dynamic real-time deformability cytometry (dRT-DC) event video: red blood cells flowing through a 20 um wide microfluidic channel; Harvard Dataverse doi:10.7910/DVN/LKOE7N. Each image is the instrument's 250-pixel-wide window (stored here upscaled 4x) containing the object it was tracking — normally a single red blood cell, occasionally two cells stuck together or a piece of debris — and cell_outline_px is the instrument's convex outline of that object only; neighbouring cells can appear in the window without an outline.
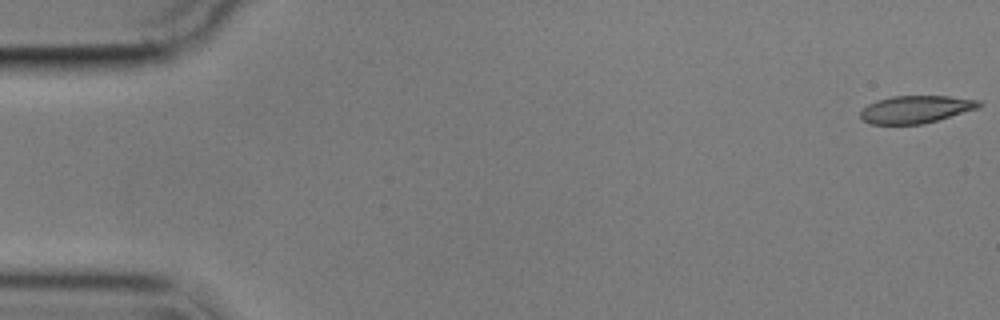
{"species": "common noctule bat (a hibernating species)", "species_latin": "Nyctalus noctula", "temperature_condition": "cold", "stored_images_in_passage": 56, "camera_frame_rate_fps": 3000, "um_per_image_px": 0.085, "animal": {"sex": "male", "body_mass_g": 17.9}, "frame": {"image": 1, "passage_image": 1, "time_ms": 0.0, "image_size_px": [1000, 320], "cell_outline_px": [[980, 104], [976, 108], [924, 124], [872, 124], [860, 120], [860, 112], [868, 104], [876, 100], [892, 96], [948, 96], [980, 100]], "centroid_in_image_um": [77.77, 9.29], "position_along_channel_um": 7.2, "area_um2": 18.84}}
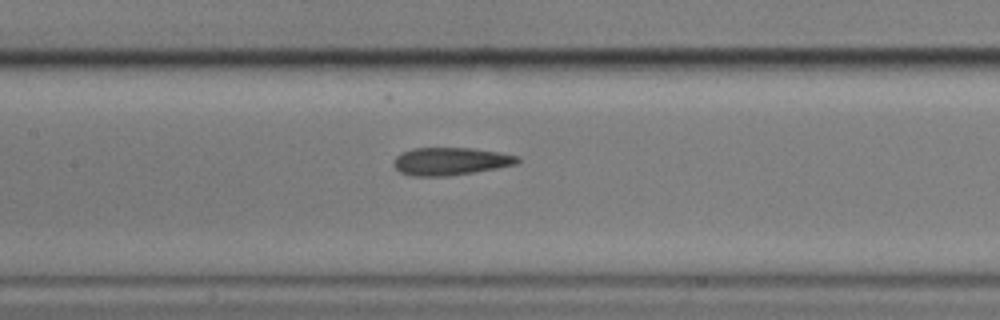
{"frame": {"image": 2, "passage_image": 26, "time_ms": 8.333, "image_size_px": [1000, 320], "cell_outline_px": [[520, 160], [516, 164], [496, 168], [448, 176], [412, 176], [400, 172], [392, 164], [396, 156], [400, 152], [412, 148], [472, 148], [500, 152], [520, 156]], "centroid_in_image_um": [38.27, 13.7], "position_along_channel_um": 169.1, "area_um2": 20.06}}
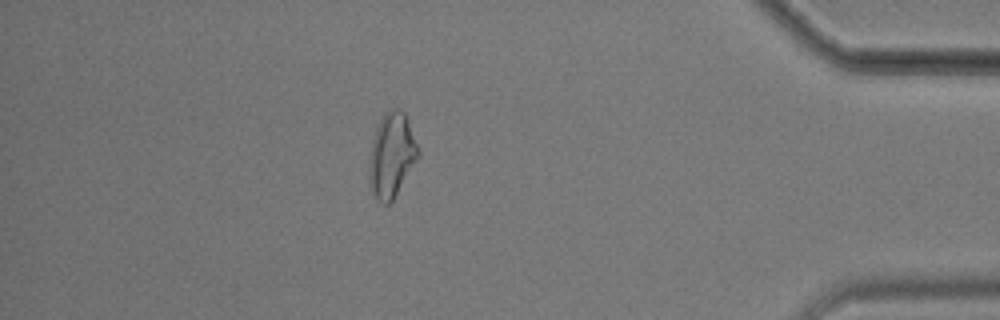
{"frame": {"image": 3, "passage_image": 49, "time_ms": 16.0, "image_size_px": [1000, 320], "cell_outline_px": [[420, 156], [392, 200], [388, 204], [384, 204], [372, 192], [368, 184], [368, 168], [372, 140], [376, 128], [384, 112], [392, 108], [400, 108], [404, 112], [408, 120], [420, 148]], "centroid_in_image_um": [33.3, 13.15], "position_along_channel_um": 401.9, "area_um2": 24.33}, "authors_computed_cell_mechanics": {"area_um2": 20.23, "velocity_mm_per_s": 3.5728, "shape_relaxation_time_tau1_ms": null, "shape_relaxation_time_tau2_ms": 3.8177, "deformation_change_tau1": null, "deformation_change_tau2": 0.1474}}